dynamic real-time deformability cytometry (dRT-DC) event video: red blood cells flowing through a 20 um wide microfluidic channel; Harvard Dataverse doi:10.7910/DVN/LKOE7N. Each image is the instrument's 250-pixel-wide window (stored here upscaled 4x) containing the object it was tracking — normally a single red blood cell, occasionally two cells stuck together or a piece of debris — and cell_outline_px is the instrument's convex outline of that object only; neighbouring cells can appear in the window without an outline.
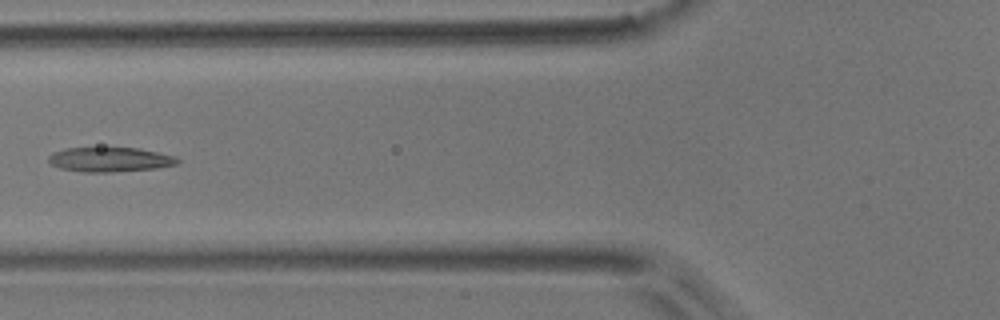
{"species": "common noctule bat (a hibernating species)", "species_latin": "Nyctalus noctula", "temperature_condition": "room temperature", "stored_images_in_passage": 6, "camera_frame_rate_fps": 3000, "um_per_image_px": 0.085, "animal": {"sex": "male", "body_mass_g": 17.9}, "frame": {"image": 1, "passage_image": 6, "time_ms": 6.667, "image_size_px": [1000, 320], "cell_outline_px": [[180, 164], [156, 168], [112, 172], [80, 172], [60, 168], [52, 164], [48, 160], [48, 156], [52, 152], [64, 148], [140, 148], [176, 156], [180, 160]], "centroid_in_image_um": [9.36, 13.56], "position_along_channel_um": 116.4, "area_um2": 18.61}}